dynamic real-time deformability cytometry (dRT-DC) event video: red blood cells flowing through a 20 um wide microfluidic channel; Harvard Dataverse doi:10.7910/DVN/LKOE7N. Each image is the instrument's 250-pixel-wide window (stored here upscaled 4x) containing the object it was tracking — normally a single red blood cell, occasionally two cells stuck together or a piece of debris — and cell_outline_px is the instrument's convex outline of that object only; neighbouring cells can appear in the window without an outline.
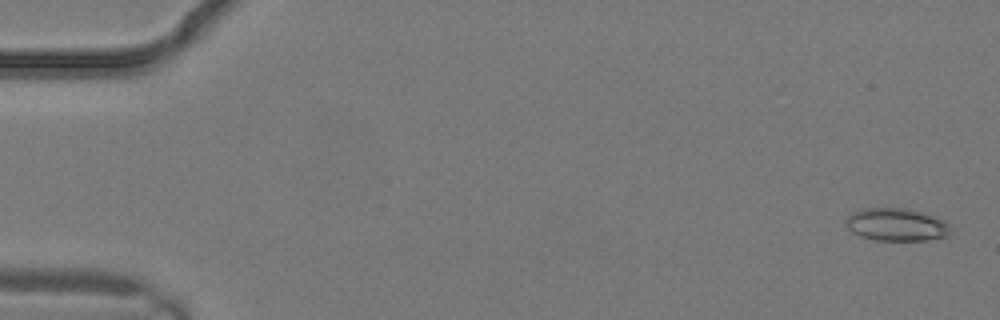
{"species": "common noctule bat (a hibernating species)", "species_latin": "Nyctalus noctula", "temperature_condition": "warm", "stored_images_in_passage": 3, "camera_frame_rate_fps": 3000, "um_per_image_px": 0.085, "animal": {"sex": "male", "body_mass_g": 19.2, "forearm_length_mm": 51.8}, "frame": {"image": 1, "passage_image": 1, "time_ms": 0.0, "image_size_px": [1000, 320], "cell_outline_px": [[948, 236], [928, 240], [876, 240], [852, 232], [848, 228], [844, 220], [852, 212], [864, 208], [908, 208], [928, 212], [944, 220], [948, 224]], "centroid_in_image_um": [76.21, 19.07], "position_along_channel_um": 8.8, "area_um2": 20.06}}